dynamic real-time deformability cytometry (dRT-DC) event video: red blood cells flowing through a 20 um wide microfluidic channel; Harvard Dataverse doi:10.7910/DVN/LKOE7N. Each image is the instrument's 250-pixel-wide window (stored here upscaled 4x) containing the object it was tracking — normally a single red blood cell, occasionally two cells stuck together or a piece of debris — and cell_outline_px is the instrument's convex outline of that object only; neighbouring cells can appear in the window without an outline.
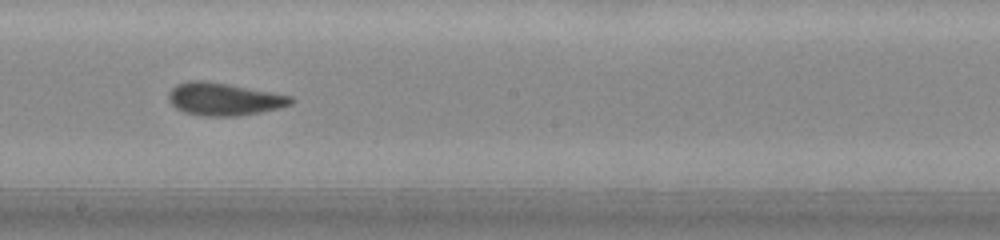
{"species": "common noctule bat (a hibernating species)", "species_latin": "Nyctalus noctula", "temperature_condition": "warm", "stored_images_in_passage": 17, "camera_frame_rate_fps": 3000, "um_per_image_px": 0.085, "animal": {"sex": "male", "body_mass_g": 20.0, "forearm_length_mm": 53.3}, "frame": {"image": 1, "passage_image": 15, "time_ms": 4.667, "image_size_px": [1000, 240], "cell_outline_px": [[292, 104], [260, 112], [236, 116], [200, 116], [184, 112], [176, 108], [168, 100], [168, 92], [176, 84], [188, 80], [208, 80], [292, 96]], "centroid_in_image_um": [18.97, 8.41], "position_along_channel_um": 229.2, "area_um2": 23.29}}